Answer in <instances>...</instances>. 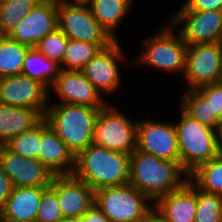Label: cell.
Wrapping results in <instances>:
<instances>
[{
    "instance_id": "60d3db41",
    "label": "cell",
    "mask_w": 222,
    "mask_h": 222,
    "mask_svg": "<svg viewBox=\"0 0 222 222\" xmlns=\"http://www.w3.org/2000/svg\"><path fill=\"white\" fill-rule=\"evenodd\" d=\"M218 43L222 46V25H221V29H220V35H219Z\"/></svg>"
},
{
    "instance_id": "ba28073f",
    "label": "cell",
    "mask_w": 222,
    "mask_h": 222,
    "mask_svg": "<svg viewBox=\"0 0 222 222\" xmlns=\"http://www.w3.org/2000/svg\"><path fill=\"white\" fill-rule=\"evenodd\" d=\"M121 43L120 40H115L108 47L101 49L81 70L105 99L106 95L116 96V92L124 87L122 83L125 78L122 76L125 74H121L124 73L121 68L128 65L131 66L130 70L132 69V59L128 61V54ZM123 62L125 65H122Z\"/></svg>"
},
{
    "instance_id": "e0dca14e",
    "label": "cell",
    "mask_w": 222,
    "mask_h": 222,
    "mask_svg": "<svg viewBox=\"0 0 222 222\" xmlns=\"http://www.w3.org/2000/svg\"><path fill=\"white\" fill-rule=\"evenodd\" d=\"M50 187L64 217L79 218L94 205V190L73 174L54 176Z\"/></svg>"
},
{
    "instance_id": "4fadbf2b",
    "label": "cell",
    "mask_w": 222,
    "mask_h": 222,
    "mask_svg": "<svg viewBox=\"0 0 222 222\" xmlns=\"http://www.w3.org/2000/svg\"><path fill=\"white\" fill-rule=\"evenodd\" d=\"M53 96L56 97H54L55 101H53ZM49 103L105 107L109 101L101 95L82 71L61 69L59 76L49 89Z\"/></svg>"
},
{
    "instance_id": "8fae6325",
    "label": "cell",
    "mask_w": 222,
    "mask_h": 222,
    "mask_svg": "<svg viewBox=\"0 0 222 222\" xmlns=\"http://www.w3.org/2000/svg\"><path fill=\"white\" fill-rule=\"evenodd\" d=\"M149 116L137 120V149L163 160L180 162L174 116L163 121Z\"/></svg>"
},
{
    "instance_id": "44dd1931",
    "label": "cell",
    "mask_w": 222,
    "mask_h": 222,
    "mask_svg": "<svg viewBox=\"0 0 222 222\" xmlns=\"http://www.w3.org/2000/svg\"><path fill=\"white\" fill-rule=\"evenodd\" d=\"M48 187H13L5 206L0 210V219L36 222L43 192Z\"/></svg>"
},
{
    "instance_id": "ab89813d",
    "label": "cell",
    "mask_w": 222,
    "mask_h": 222,
    "mask_svg": "<svg viewBox=\"0 0 222 222\" xmlns=\"http://www.w3.org/2000/svg\"><path fill=\"white\" fill-rule=\"evenodd\" d=\"M0 222H23V221H18L14 219H0Z\"/></svg>"
},
{
    "instance_id": "f546056e",
    "label": "cell",
    "mask_w": 222,
    "mask_h": 222,
    "mask_svg": "<svg viewBox=\"0 0 222 222\" xmlns=\"http://www.w3.org/2000/svg\"><path fill=\"white\" fill-rule=\"evenodd\" d=\"M221 218L222 195L207 193L197 188L195 222H220Z\"/></svg>"
},
{
    "instance_id": "30bf717a",
    "label": "cell",
    "mask_w": 222,
    "mask_h": 222,
    "mask_svg": "<svg viewBox=\"0 0 222 222\" xmlns=\"http://www.w3.org/2000/svg\"><path fill=\"white\" fill-rule=\"evenodd\" d=\"M221 62L222 46L218 42L188 45L181 81L185 84L183 90L216 84L221 73Z\"/></svg>"
},
{
    "instance_id": "e575fe53",
    "label": "cell",
    "mask_w": 222,
    "mask_h": 222,
    "mask_svg": "<svg viewBox=\"0 0 222 222\" xmlns=\"http://www.w3.org/2000/svg\"><path fill=\"white\" fill-rule=\"evenodd\" d=\"M13 190V184L10 177L3 170L0 164V210L5 206L7 199Z\"/></svg>"
},
{
    "instance_id": "9a60e30c",
    "label": "cell",
    "mask_w": 222,
    "mask_h": 222,
    "mask_svg": "<svg viewBox=\"0 0 222 222\" xmlns=\"http://www.w3.org/2000/svg\"><path fill=\"white\" fill-rule=\"evenodd\" d=\"M0 164L13 187H50L54 175L36 159L16 154L0 146Z\"/></svg>"
},
{
    "instance_id": "52a82bcc",
    "label": "cell",
    "mask_w": 222,
    "mask_h": 222,
    "mask_svg": "<svg viewBox=\"0 0 222 222\" xmlns=\"http://www.w3.org/2000/svg\"><path fill=\"white\" fill-rule=\"evenodd\" d=\"M94 204L111 222H143L154 203L130 184L94 191Z\"/></svg>"
},
{
    "instance_id": "74e56055",
    "label": "cell",
    "mask_w": 222,
    "mask_h": 222,
    "mask_svg": "<svg viewBox=\"0 0 222 222\" xmlns=\"http://www.w3.org/2000/svg\"><path fill=\"white\" fill-rule=\"evenodd\" d=\"M216 133H217L218 148H219L220 153H222V119L219 122Z\"/></svg>"
},
{
    "instance_id": "9c48e42d",
    "label": "cell",
    "mask_w": 222,
    "mask_h": 222,
    "mask_svg": "<svg viewBox=\"0 0 222 222\" xmlns=\"http://www.w3.org/2000/svg\"><path fill=\"white\" fill-rule=\"evenodd\" d=\"M57 25L68 39L89 43L115 41L92 15L86 2L57 0Z\"/></svg>"
},
{
    "instance_id": "ffe728a7",
    "label": "cell",
    "mask_w": 222,
    "mask_h": 222,
    "mask_svg": "<svg viewBox=\"0 0 222 222\" xmlns=\"http://www.w3.org/2000/svg\"><path fill=\"white\" fill-rule=\"evenodd\" d=\"M136 0H88L92 15L114 40H120L119 30L137 6ZM126 19V20H125ZM120 28V29H119ZM118 31V32H116Z\"/></svg>"
},
{
    "instance_id": "d6a6232c",
    "label": "cell",
    "mask_w": 222,
    "mask_h": 222,
    "mask_svg": "<svg viewBox=\"0 0 222 222\" xmlns=\"http://www.w3.org/2000/svg\"><path fill=\"white\" fill-rule=\"evenodd\" d=\"M209 103L212 111L222 119V85L208 84L196 89Z\"/></svg>"
},
{
    "instance_id": "d6986e66",
    "label": "cell",
    "mask_w": 222,
    "mask_h": 222,
    "mask_svg": "<svg viewBox=\"0 0 222 222\" xmlns=\"http://www.w3.org/2000/svg\"><path fill=\"white\" fill-rule=\"evenodd\" d=\"M154 208L169 222H195L197 187L188 180L181 188L158 198Z\"/></svg>"
},
{
    "instance_id": "cb8c5ba5",
    "label": "cell",
    "mask_w": 222,
    "mask_h": 222,
    "mask_svg": "<svg viewBox=\"0 0 222 222\" xmlns=\"http://www.w3.org/2000/svg\"><path fill=\"white\" fill-rule=\"evenodd\" d=\"M176 102L187 115L212 129L217 130L220 118L212 111L210 103L196 90L188 89L181 92Z\"/></svg>"
},
{
    "instance_id": "3957f363",
    "label": "cell",
    "mask_w": 222,
    "mask_h": 222,
    "mask_svg": "<svg viewBox=\"0 0 222 222\" xmlns=\"http://www.w3.org/2000/svg\"><path fill=\"white\" fill-rule=\"evenodd\" d=\"M73 175L94 191L129 184L130 155L91 144L75 156Z\"/></svg>"
},
{
    "instance_id": "2e32d148",
    "label": "cell",
    "mask_w": 222,
    "mask_h": 222,
    "mask_svg": "<svg viewBox=\"0 0 222 222\" xmlns=\"http://www.w3.org/2000/svg\"><path fill=\"white\" fill-rule=\"evenodd\" d=\"M57 28V0H41L9 37L21 44L35 47L41 39Z\"/></svg>"
},
{
    "instance_id": "1f68e13d",
    "label": "cell",
    "mask_w": 222,
    "mask_h": 222,
    "mask_svg": "<svg viewBox=\"0 0 222 222\" xmlns=\"http://www.w3.org/2000/svg\"><path fill=\"white\" fill-rule=\"evenodd\" d=\"M63 217L56 192L48 187L42 194L36 222H59Z\"/></svg>"
},
{
    "instance_id": "f1b7e54d",
    "label": "cell",
    "mask_w": 222,
    "mask_h": 222,
    "mask_svg": "<svg viewBox=\"0 0 222 222\" xmlns=\"http://www.w3.org/2000/svg\"><path fill=\"white\" fill-rule=\"evenodd\" d=\"M41 141V122L34 128L12 138L5 146L23 157L38 160Z\"/></svg>"
},
{
    "instance_id": "603a6c76",
    "label": "cell",
    "mask_w": 222,
    "mask_h": 222,
    "mask_svg": "<svg viewBox=\"0 0 222 222\" xmlns=\"http://www.w3.org/2000/svg\"><path fill=\"white\" fill-rule=\"evenodd\" d=\"M60 70L59 64L45 57L35 47H30L23 60L21 74L39 81L50 89Z\"/></svg>"
},
{
    "instance_id": "277c9868",
    "label": "cell",
    "mask_w": 222,
    "mask_h": 222,
    "mask_svg": "<svg viewBox=\"0 0 222 222\" xmlns=\"http://www.w3.org/2000/svg\"><path fill=\"white\" fill-rule=\"evenodd\" d=\"M102 108L49 103L44 119L76 156L92 144L94 123Z\"/></svg>"
},
{
    "instance_id": "4316f807",
    "label": "cell",
    "mask_w": 222,
    "mask_h": 222,
    "mask_svg": "<svg viewBox=\"0 0 222 222\" xmlns=\"http://www.w3.org/2000/svg\"><path fill=\"white\" fill-rule=\"evenodd\" d=\"M110 44L69 39L60 68L62 70L81 71L101 49L108 47Z\"/></svg>"
},
{
    "instance_id": "484cf974",
    "label": "cell",
    "mask_w": 222,
    "mask_h": 222,
    "mask_svg": "<svg viewBox=\"0 0 222 222\" xmlns=\"http://www.w3.org/2000/svg\"><path fill=\"white\" fill-rule=\"evenodd\" d=\"M29 48L9 36H0V79L21 74Z\"/></svg>"
},
{
    "instance_id": "5bb4252c",
    "label": "cell",
    "mask_w": 222,
    "mask_h": 222,
    "mask_svg": "<svg viewBox=\"0 0 222 222\" xmlns=\"http://www.w3.org/2000/svg\"><path fill=\"white\" fill-rule=\"evenodd\" d=\"M0 103L40 110L49 105V89L35 79L19 74L0 79Z\"/></svg>"
},
{
    "instance_id": "5b68a950",
    "label": "cell",
    "mask_w": 222,
    "mask_h": 222,
    "mask_svg": "<svg viewBox=\"0 0 222 222\" xmlns=\"http://www.w3.org/2000/svg\"><path fill=\"white\" fill-rule=\"evenodd\" d=\"M174 118L177 134L180 164L190 174L199 165L208 162L220 153L217 133L199 121L187 115L180 107ZM177 119V120H176Z\"/></svg>"
},
{
    "instance_id": "7c38bea8",
    "label": "cell",
    "mask_w": 222,
    "mask_h": 222,
    "mask_svg": "<svg viewBox=\"0 0 222 222\" xmlns=\"http://www.w3.org/2000/svg\"><path fill=\"white\" fill-rule=\"evenodd\" d=\"M187 45L217 43L222 25L220 10H174L167 18Z\"/></svg>"
},
{
    "instance_id": "d4e9b609",
    "label": "cell",
    "mask_w": 222,
    "mask_h": 222,
    "mask_svg": "<svg viewBox=\"0 0 222 222\" xmlns=\"http://www.w3.org/2000/svg\"><path fill=\"white\" fill-rule=\"evenodd\" d=\"M189 180L204 192L222 195V153L199 165L189 174Z\"/></svg>"
},
{
    "instance_id": "d590c367",
    "label": "cell",
    "mask_w": 222,
    "mask_h": 222,
    "mask_svg": "<svg viewBox=\"0 0 222 222\" xmlns=\"http://www.w3.org/2000/svg\"><path fill=\"white\" fill-rule=\"evenodd\" d=\"M82 222H111L102 211L94 205H92L82 216Z\"/></svg>"
},
{
    "instance_id": "7bdbcfd3",
    "label": "cell",
    "mask_w": 222,
    "mask_h": 222,
    "mask_svg": "<svg viewBox=\"0 0 222 222\" xmlns=\"http://www.w3.org/2000/svg\"><path fill=\"white\" fill-rule=\"evenodd\" d=\"M69 2H87L88 0H67Z\"/></svg>"
},
{
    "instance_id": "7a4b0ae2",
    "label": "cell",
    "mask_w": 222,
    "mask_h": 222,
    "mask_svg": "<svg viewBox=\"0 0 222 222\" xmlns=\"http://www.w3.org/2000/svg\"><path fill=\"white\" fill-rule=\"evenodd\" d=\"M188 180L189 174L180 162L163 160L139 149L130 154L129 184L153 203L181 188Z\"/></svg>"
},
{
    "instance_id": "7402d4cb",
    "label": "cell",
    "mask_w": 222,
    "mask_h": 222,
    "mask_svg": "<svg viewBox=\"0 0 222 222\" xmlns=\"http://www.w3.org/2000/svg\"><path fill=\"white\" fill-rule=\"evenodd\" d=\"M44 114L33 108L0 103V146L38 125Z\"/></svg>"
},
{
    "instance_id": "8d00e7d4",
    "label": "cell",
    "mask_w": 222,
    "mask_h": 222,
    "mask_svg": "<svg viewBox=\"0 0 222 222\" xmlns=\"http://www.w3.org/2000/svg\"><path fill=\"white\" fill-rule=\"evenodd\" d=\"M143 222H169L154 207L148 212Z\"/></svg>"
},
{
    "instance_id": "6da1fadb",
    "label": "cell",
    "mask_w": 222,
    "mask_h": 222,
    "mask_svg": "<svg viewBox=\"0 0 222 222\" xmlns=\"http://www.w3.org/2000/svg\"><path fill=\"white\" fill-rule=\"evenodd\" d=\"M159 25V26H158ZM156 32L152 35H145L139 42V51L136 57H132L133 68L139 66L143 69L152 68L167 76H179L177 82L183 77L185 72L187 44L183 41L179 31L165 18L160 21ZM136 66V67H135ZM156 69V70H155ZM179 79V80H178Z\"/></svg>"
},
{
    "instance_id": "b9f144b4",
    "label": "cell",
    "mask_w": 222,
    "mask_h": 222,
    "mask_svg": "<svg viewBox=\"0 0 222 222\" xmlns=\"http://www.w3.org/2000/svg\"><path fill=\"white\" fill-rule=\"evenodd\" d=\"M217 83L222 85V62H221V73H220V77Z\"/></svg>"
},
{
    "instance_id": "f35d334b",
    "label": "cell",
    "mask_w": 222,
    "mask_h": 222,
    "mask_svg": "<svg viewBox=\"0 0 222 222\" xmlns=\"http://www.w3.org/2000/svg\"><path fill=\"white\" fill-rule=\"evenodd\" d=\"M59 222H82V221H81V217L79 218L63 217Z\"/></svg>"
},
{
    "instance_id": "8992f818",
    "label": "cell",
    "mask_w": 222,
    "mask_h": 222,
    "mask_svg": "<svg viewBox=\"0 0 222 222\" xmlns=\"http://www.w3.org/2000/svg\"><path fill=\"white\" fill-rule=\"evenodd\" d=\"M111 102L100 110L95 120L92 144L130 155L137 149L138 115L130 116L124 112L126 109Z\"/></svg>"
},
{
    "instance_id": "ac0fdd59",
    "label": "cell",
    "mask_w": 222,
    "mask_h": 222,
    "mask_svg": "<svg viewBox=\"0 0 222 222\" xmlns=\"http://www.w3.org/2000/svg\"><path fill=\"white\" fill-rule=\"evenodd\" d=\"M38 160L54 175H71L75 168V155L61 138L41 121V141Z\"/></svg>"
},
{
    "instance_id": "83f0119b",
    "label": "cell",
    "mask_w": 222,
    "mask_h": 222,
    "mask_svg": "<svg viewBox=\"0 0 222 222\" xmlns=\"http://www.w3.org/2000/svg\"><path fill=\"white\" fill-rule=\"evenodd\" d=\"M41 0H0V36H9Z\"/></svg>"
},
{
    "instance_id": "4dcf8cb0",
    "label": "cell",
    "mask_w": 222,
    "mask_h": 222,
    "mask_svg": "<svg viewBox=\"0 0 222 222\" xmlns=\"http://www.w3.org/2000/svg\"><path fill=\"white\" fill-rule=\"evenodd\" d=\"M68 40L69 39L57 28L41 39L35 48L48 59L61 65Z\"/></svg>"
},
{
    "instance_id": "836d02e7",
    "label": "cell",
    "mask_w": 222,
    "mask_h": 222,
    "mask_svg": "<svg viewBox=\"0 0 222 222\" xmlns=\"http://www.w3.org/2000/svg\"><path fill=\"white\" fill-rule=\"evenodd\" d=\"M181 3L175 10L222 11V0H183Z\"/></svg>"
}]
</instances>
